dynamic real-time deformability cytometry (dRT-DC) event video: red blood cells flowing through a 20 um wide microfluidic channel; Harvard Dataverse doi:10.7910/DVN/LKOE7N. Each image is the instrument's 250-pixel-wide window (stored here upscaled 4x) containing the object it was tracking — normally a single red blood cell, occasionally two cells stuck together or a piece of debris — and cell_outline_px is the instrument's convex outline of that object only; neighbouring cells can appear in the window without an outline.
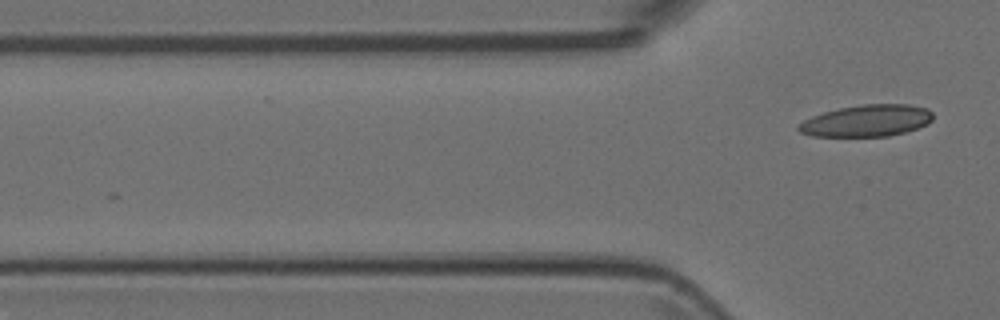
{"species": "Egyptian fruit bat (a non-hibernating species)", "species_latin": "Rousettus aegyptiacus", "temperature_condition": "room temperature", "stored_images_in_passage": 7, "segment_of_instrument_passage": [2, 2], "camera_frame_rate_fps": 3000, "um_per_image_px": 0.085, "animal": {"sex": "female"}, "frame": {"image": 1, "passage_image": 7, "time_ms": 2.0, "image_size_px": [1000, 320], "cell_outline_px": [[932, 120], [928, 124], [904, 132], [888, 136], [812, 136], [800, 132], [796, 128], [804, 120], [812, 116], [824, 112], [840, 108], [860, 104], [908, 104], [928, 108], [932, 112]], "centroid_in_image_um": [73.69, 10.25], "position_along_channel_um": 52.1, "area_um2": 24.8}}